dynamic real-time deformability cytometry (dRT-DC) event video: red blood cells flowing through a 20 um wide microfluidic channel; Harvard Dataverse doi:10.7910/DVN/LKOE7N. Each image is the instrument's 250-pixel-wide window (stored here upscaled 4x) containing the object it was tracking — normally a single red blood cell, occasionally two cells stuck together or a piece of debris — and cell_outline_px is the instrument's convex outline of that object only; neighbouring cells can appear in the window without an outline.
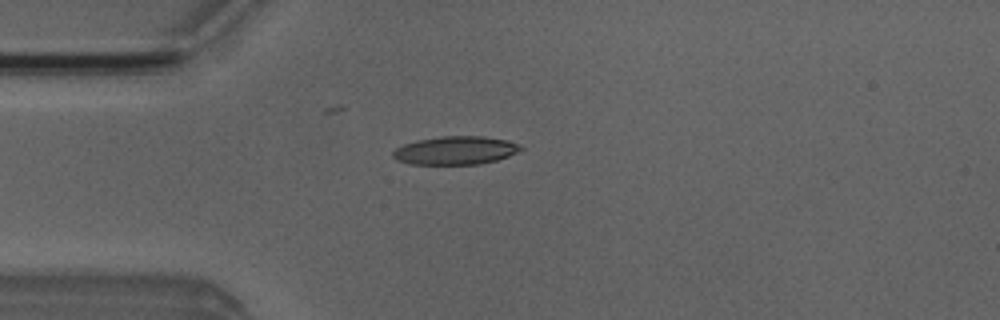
{"species": "Egyptian fruit bat (a non-hibernating species)", "species_latin": "Rousettus aegyptiacus", "temperature_condition": "room temperature", "stored_images_in_passage": 5, "camera_frame_rate_fps": 3000, "um_per_image_px": 0.085, "animal": {"sex": "male"}, "frame": {"image": 1, "passage_image": 4, "time_ms": 3.333, "image_size_px": [1000, 320], "cell_outline_px": [[524, 148], [508, 156], [496, 160], [480, 164], [408, 164], [396, 160], [392, 156], [392, 152], [396, 148], [404, 144], [416, 140], [440, 136], [484, 136], [508, 140]], "centroid_in_image_um": [38.67, 12.78], "position_along_channel_um": 46.3, "area_um2": 21.1}}